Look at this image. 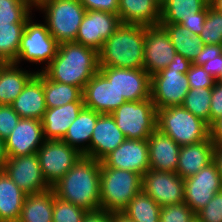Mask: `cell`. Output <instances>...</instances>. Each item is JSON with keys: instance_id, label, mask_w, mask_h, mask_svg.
Returning <instances> with one entry per match:
<instances>
[{"instance_id": "cell-22", "label": "cell", "mask_w": 222, "mask_h": 222, "mask_svg": "<svg viewBox=\"0 0 222 222\" xmlns=\"http://www.w3.org/2000/svg\"><path fill=\"white\" fill-rule=\"evenodd\" d=\"M21 118L41 120L46 111L44 94V74H37L27 83L23 91L11 104Z\"/></svg>"}, {"instance_id": "cell-36", "label": "cell", "mask_w": 222, "mask_h": 222, "mask_svg": "<svg viewBox=\"0 0 222 222\" xmlns=\"http://www.w3.org/2000/svg\"><path fill=\"white\" fill-rule=\"evenodd\" d=\"M34 7V0H0V24L26 23Z\"/></svg>"}, {"instance_id": "cell-45", "label": "cell", "mask_w": 222, "mask_h": 222, "mask_svg": "<svg viewBox=\"0 0 222 222\" xmlns=\"http://www.w3.org/2000/svg\"><path fill=\"white\" fill-rule=\"evenodd\" d=\"M222 117V83L215 82L212 87L210 105V125Z\"/></svg>"}, {"instance_id": "cell-29", "label": "cell", "mask_w": 222, "mask_h": 222, "mask_svg": "<svg viewBox=\"0 0 222 222\" xmlns=\"http://www.w3.org/2000/svg\"><path fill=\"white\" fill-rule=\"evenodd\" d=\"M54 190L26 195L18 222H52Z\"/></svg>"}, {"instance_id": "cell-31", "label": "cell", "mask_w": 222, "mask_h": 222, "mask_svg": "<svg viewBox=\"0 0 222 222\" xmlns=\"http://www.w3.org/2000/svg\"><path fill=\"white\" fill-rule=\"evenodd\" d=\"M210 0H165L160 6V23L179 24L183 19L197 17Z\"/></svg>"}, {"instance_id": "cell-48", "label": "cell", "mask_w": 222, "mask_h": 222, "mask_svg": "<svg viewBox=\"0 0 222 222\" xmlns=\"http://www.w3.org/2000/svg\"><path fill=\"white\" fill-rule=\"evenodd\" d=\"M83 222H112V213L103 210L88 212Z\"/></svg>"}, {"instance_id": "cell-26", "label": "cell", "mask_w": 222, "mask_h": 222, "mask_svg": "<svg viewBox=\"0 0 222 222\" xmlns=\"http://www.w3.org/2000/svg\"><path fill=\"white\" fill-rule=\"evenodd\" d=\"M100 114L84 106L62 141L77 149L82 155L90 157L91 136Z\"/></svg>"}, {"instance_id": "cell-8", "label": "cell", "mask_w": 222, "mask_h": 222, "mask_svg": "<svg viewBox=\"0 0 222 222\" xmlns=\"http://www.w3.org/2000/svg\"><path fill=\"white\" fill-rule=\"evenodd\" d=\"M111 115L126 139L147 140L157 128V109L151 98L126 101Z\"/></svg>"}, {"instance_id": "cell-41", "label": "cell", "mask_w": 222, "mask_h": 222, "mask_svg": "<svg viewBox=\"0 0 222 222\" xmlns=\"http://www.w3.org/2000/svg\"><path fill=\"white\" fill-rule=\"evenodd\" d=\"M196 218L200 222H222V190L196 213Z\"/></svg>"}, {"instance_id": "cell-13", "label": "cell", "mask_w": 222, "mask_h": 222, "mask_svg": "<svg viewBox=\"0 0 222 222\" xmlns=\"http://www.w3.org/2000/svg\"><path fill=\"white\" fill-rule=\"evenodd\" d=\"M142 190L161 207L184 202V179L176 172L149 169L142 176Z\"/></svg>"}, {"instance_id": "cell-15", "label": "cell", "mask_w": 222, "mask_h": 222, "mask_svg": "<svg viewBox=\"0 0 222 222\" xmlns=\"http://www.w3.org/2000/svg\"><path fill=\"white\" fill-rule=\"evenodd\" d=\"M99 71L126 101H142L150 98L151 76L143 68L99 67Z\"/></svg>"}, {"instance_id": "cell-51", "label": "cell", "mask_w": 222, "mask_h": 222, "mask_svg": "<svg viewBox=\"0 0 222 222\" xmlns=\"http://www.w3.org/2000/svg\"><path fill=\"white\" fill-rule=\"evenodd\" d=\"M112 222H134V221L123 215L121 212H115L112 213Z\"/></svg>"}, {"instance_id": "cell-23", "label": "cell", "mask_w": 222, "mask_h": 222, "mask_svg": "<svg viewBox=\"0 0 222 222\" xmlns=\"http://www.w3.org/2000/svg\"><path fill=\"white\" fill-rule=\"evenodd\" d=\"M83 107L84 102H71L47 108L41 119L45 140H62Z\"/></svg>"}, {"instance_id": "cell-17", "label": "cell", "mask_w": 222, "mask_h": 222, "mask_svg": "<svg viewBox=\"0 0 222 222\" xmlns=\"http://www.w3.org/2000/svg\"><path fill=\"white\" fill-rule=\"evenodd\" d=\"M101 166L130 170L143 176L150 169L147 140L126 139L101 160Z\"/></svg>"}, {"instance_id": "cell-39", "label": "cell", "mask_w": 222, "mask_h": 222, "mask_svg": "<svg viewBox=\"0 0 222 222\" xmlns=\"http://www.w3.org/2000/svg\"><path fill=\"white\" fill-rule=\"evenodd\" d=\"M88 211L57 197L54 193L52 222H83Z\"/></svg>"}, {"instance_id": "cell-40", "label": "cell", "mask_w": 222, "mask_h": 222, "mask_svg": "<svg viewBox=\"0 0 222 222\" xmlns=\"http://www.w3.org/2000/svg\"><path fill=\"white\" fill-rule=\"evenodd\" d=\"M195 218L196 214L184 202L160 209V222H192Z\"/></svg>"}, {"instance_id": "cell-3", "label": "cell", "mask_w": 222, "mask_h": 222, "mask_svg": "<svg viewBox=\"0 0 222 222\" xmlns=\"http://www.w3.org/2000/svg\"><path fill=\"white\" fill-rule=\"evenodd\" d=\"M145 26L120 24L98 52L99 67L142 69Z\"/></svg>"}, {"instance_id": "cell-38", "label": "cell", "mask_w": 222, "mask_h": 222, "mask_svg": "<svg viewBox=\"0 0 222 222\" xmlns=\"http://www.w3.org/2000/svg\"><path fill=\"white\" fill-rule=\"evenodd\" d=\"M199 36L204 45H222V13L217 12L210 4L207 6V16Z\"/></svg>"}, {"instance_id": "cell-27", "label": "cell", "mask_w": 222, "mask_h": 222, "mask_svg": "<svg viewBox=\"0 0 222 222\" xmlns=\"http://www.w3.org/2000/svg\"><path fill=\"white\" fill-rule=\"evenodd\" d=\"M37 74L7 62L0 68V105H11L27 83Z\"/></svg>"}, {"instance_id": "cell-10", "label": "cell", "mask_w": 222, "mask_h": 222, "mask_svg": "<svg viewBox=\"0 0 222 222\" xmlns=\"http://www.w3.org/2000/svg\"><path fill=\"white\" fill-rule=\"evenodd\" d=\"M43 177L52 187L81 158L82 154L62 140H45L37 150Z\"/></svg>"}, {"instance_id": "cell-25", "label": "cell", "mask_w": 222, "mask_h": 222, "mask_svg": "<svg viewBox=\"0 0 222 222\" xmlns=\"http://www.w3.org/2000/svg\"><path fill=\"white\" fill-rule=\"evenodd\" d=\"M121 24L155 26L160 24V5L155 0H119Z\"/></svg>"}, {"instance_id": "cell-30", "label": "cell", "mask_w": 222, "mask_h": 222, "mask_svg": "<svg viewBox=\"0 0 222 222\" xmlns=\"http://www.w3.org/2000/svg\"><path fill=\"white\" fill-rule=\"evenodd\" d=\"M160 25L168 32L177 54L182 55L191 62L198 57L204 45L199 35H193L191 31L181 24L160 23Z\"/></svg>"}, {"instance_id": "cell-19", "label": "cell", "mask_w": 222, "mask_h": 222, "mask_svg": "<svg viewBox=\"0 0 222 222\" xmlns=\"http://www.w3.org/2000/svg\"><path fill=\"white\" fill-rule=\"evenodd\" d=\"M4 142L7 157L37 153V150L45 142L41 120L21 118Z\"/></svg>"}, {"instance_id": "cell-2", "label": "cell", "mask_w": 222, "mask_h": 222, "mask_svg": "<svg viewBox=\"0 0 222 222\" xmlns=\"http://www.w3.org/2000/svg\"><path fill=\"white\" fill-rule=\"evenodd\" d=\"M101 161L82 155L53 186L55 195L88 212L100 210Z\"/></svg>"}, {"instance_id": "cell-34", "label": "cell", "mask_w": 222, "mask_h": 222, "mask_svg": "<svg viewBox=\"0 0 222 222\" xmlns=\"http://www.w3.org/2000/svg\"><path fill=\"white\" fill-rule=\"evenodd\" d=\"M26 23L0 24V60L15 62Z\"/></svg>"}, {"instance_id": "cell-6", "label": "cell", "mask_w": 222, "mask_h": 222, "mask_svg": "<svg viewBox=\"0 0 222 222\" xmlns=\"http://www.w3.org/2000/svg\"><path fill=\"white\" fill-rule=\"evenodd\" d=\"M36 9L45 14L44 23L58 44L75 42L86 13L79 0H36Z\"/></svg>"}, {"instance_id": "cell-32", "label": "cell", "mask_w": 222, "mask_h": 222, "mask_svg": "<svg viewBox=\"0 0 222 222\" xmlns=\"http://www.w3.org/2000/svg\"><path fill=\"white\" fill-rule=\"evenodd\" d=\"M160 209L161 206L141 190L121 213L134 222H160Z\"/></svg>"}, {"instance_id": "cell-54", "label": "cell", "mask_w": 222, "mask_h": 222, "mask_svg": "<svg viewBox=\"0 0 222 222\" xmlns=\"http://www.w3.org/2000/svg\"><path fill=\"white\" fill-rule=\"evenodd\" d=\"M160 6L165 2V0H155Z\"/></svg>"}, {"instance_id": "cell-43", "label": "cell", "mask_w": 222, "mask_h": 222, "mask_svg": "<svg viewBox=\"0 0 222 222\" xmlns=\"http://www.w3.org/2000/svg\"><path fill=\"white\" fill-rule=\"evenodd\" d=\"M186 76L190 88L213 87L216 82L215 79L202 68V66L193 63L186 73Z\"/></svg>"}, {"instance_id": "cell-21", "label": "cell", "mask_w": 222, "mask_h": 222, "mask_svg": "<svg viewBox=\"0 0 222 222\" xmlns=\"http://www.w3.org/2000/svg\"><path fill=\"white\" fill-rule=\"evenodd\" d=\"M150 169L176 172L180 145L159 129H155L147 139Z\"/></svg>"}, {"instance_id": "cell-44", "label": "cell", "mask_w": 222, "mask_h": 222, "mask_svg": "<svg viewBox=\"0 0 222 222\" xmlns=\"http://www.w3.org/2000/svg\"><path fill=\"white\" fill-rule=\"evenodd\" d=\"M86 11L98 10L118 14L119 0H79Z\"/></svg>"}, {"instance_id": "cell-55", "label": "cell", "mask_w": 222, "mask_h": 222, "mask_svg": "<svg viewBox=\"0 0 222 222\" xmlns=\"http://www.w3.org/2000/svg\"><path fill=\"white\" fill-rule=\"evenodd\" d=\"M6 62L0 60V68L5 64Z\"/></svg>"}, {"instance_id": "cell-56", "label": "cell", "mask_w": 222, "mask_h": 222, "mask_svg": "<svg viewBox=\"0 0 222 222\" xmlns=\"http://www.w3.org/2000/svg\"><path fill=\"white\" fill-rule=\"evenodd\" d=\"M192 222H200L197 218H195Z\"/></svg>"}, {"instance_id": "cell-5", "label": "cell", "mask_w": 222, "mask_h": 222, "mask_svg": "<svg viewBox=\"0 0 222 222\" xmlns=\"http://www.w3.org/2000/svg\"><path fill=\"white\" fill-rule=\"evenodd\" d=\"M142 190V176L130 170L101 166L100 210L121 212Z\"/></svg>"}, {"instance_id": "cell-4", "label": "cell", "mask_w": 222, "mask_h": 222, "mask_svg": "<svg viewBox=\"0 0 222 222\" xmlns=\"http://www.w3.org/2000/svg\"><path fill=\"white\" fill-rule=\"evenodd\" d=\"M191 65L190 60L176 53L165 69L151 76L150 98L156 109L182 105L190 90L186 73Z\"/></svg>"}, {"instance_id": "cell-7", "label": "cell", "mask_w": 222, "mask_h": 222, "mask_svg": "<svg viewBox=\"0 0 222 222\" xmlns=\"http://www.w3.org/2000/svg\"><path fill=\"white\" fill-rule=\"evenodd\" d=\"M157 129L180 146L196 144L210 137L208 123L182 106L157 109Z\"/></svg>"}, {"instance_id": "cell-50", "label": "cell", "mask_w": 222, "mask_h": 222, "mask_svg": "<svg viewBox=\"0 0 222 222\" xmlns=\"http://www.w3.org/2000/svg\"><path fill=\"white\" fill-rule=\"evenodd\" d=\"M7 159L8 157L5 150V142L0 138V171H3V167Z\"/></svg>"}, {"instance_id": "cell-37", "label": "cell", "mask_w": 222, "mask_h": 222, "mask_svg": "<svg viewBox=\"0 0 222 222\" xmlns=\"http://www.w3.org/2000/svg\"><path fill=\"white\" fill-rule=\"evenodd\" d=\"M216 79L222 71V45H203L201 53L192 62Z\"/></svg>"}, {"instance_id": "cell-24", "label": "cell", "mask_w": 222, "mask_h": 222, "mask_svg": "<svg viewBox=\"0 0 222 222\" xmlns=\"http://www.w3.org/2000/svg\"><path fill=\"white\" fill-rule=\"evenodd\" d=\"M214 148L210 137L196 144L181 146L176 173L182 179L197 174L213 162Z\"/></svg>"}, {"instance_id": "cell-42", "label": "cell", "mask_w": 222, "mask_h": 222, "mask_svg": "<svg viewBox=\"0 0 222 222\" xmlns=\"http://www.w3.org/2000/svg\"><path fill=\"white\" fill-rule=\"evenodd\" d=\"M21 117L11 105H0V138L4 141L16 128Z\"/></svg>"}, {"instance_id": "cell-14", "label": "cell", "mask_w": 222, "mask_h": 222, "mask_svg": "<svg viewBox=\"0 0 222 222\" xmlns=\"http://www.w3.org/2000/svg\"><path fill=\"white\" fill-rule=\"evenodd\" d=\"M120 24L118 14L88 10L83 16L75 42L99 52L104 42L115 32Z\"/></svg>"}, {"instance_id": "cell-46", "label": "cell", "mask_w": 222, "mask_h": 222, "mask_svg": "<svg viewBox=\"0 0 222 222\" xmlns=\"http://www.w3.org/2000/svg\"><path fill=\"white\" fill-rule=\"evenodd\" d=\"M207 16V7L197 12V17L183 19L179 24L186 27L193 35H200L203 30L205 18Z\"/></svg>"}, {"instance_id": "cell-9", "label": "cell", "mask_w": 222, "mask_h": 222, "mask_svg": "<svg viewBox=\"0 0 222 222\" xmlns=\"http://www.w3.org/2000/svg\"><path fill=\"white\" fill-rule=\"evenodd\" d=\"M58 43L49 33L46 24L33 22L32 16L27 20L20 41L18 56L14 63L29 61L47 66L55 57Z\"/></svg>"}, {"instance_id": "cell-53", "label": "cell", "mask_w": 222, "mask_h": 222, "mask_svg": "<svg viewBox=\"0 0 222 222\" xmlns=\"http://www.w3.org/2000/svg\"><path fill=\"white\" fill-rule=\"evenodd\" d=\"M216 82L222 83V71L220 75L215 79Z\"/></svg>"}, {"instance_id": "cell-28", "label": "cell", "mask_w": 222, "mask_h": 222, "mask_svg": "<svg viewBox=\"0 0 222 222\" xmlns=\"http://www.w3.org/2000/svg\"><path fill=\"white\" fill-rule=\"evenodd\" d=\"M26 195L4 171H0V222L19 221Z\"/></svg>"}, {"instance_id": "cell-12", "label": "cell", "mask_w": 222, "mask_h": 222, "mask_svg": "<svg viewBox=\"0 0 222 222\" xmlns=\"http://www.w3.org/2000/svg\"><path fill=\"white\" fill-rule=\"evenodd\" d=\"M222 190V178L214 162L184 179V203L196 214Z\"/></svg>"}, {"instance_id": "cell-47", "label": "cell", "mask_w": 222, "mask_h": 222, "mask_svg": "<svg viewBox=\"0 0 222 222\" xmlns=\"http://www.w3.org/2000/svg\"><path fill=\"white\" fill-rule=\"evenodd\" d=\"M210 139L215 147H222V117L213 122L210 126Z\"/></svg>"}, {"instance_id": "cell-16", "label": "cell", "mask_w": 222, "mask_h": 222, "mask_svg": "<svg viewBox=\"0 0 222 222\" xmlns=\"http://www.w3.org/2000/svg\"><path fill=\"white\" fill-rule=\"evenodd\" d=\"M175 55L169 34L162 25L145 26L143 69L150 76L165 69Z\"/></svg>"}, {"instance_id": "cell-11", "label": "cell", "mask_w": 222, "mask_h": 222, "mask_svg": "<svg viewBox=\"0 0 222 222\" xmlns=\"http://www.w3.org/2000/svg\"><path fill=\"white\" fill-rule=\"evenodd\" d=\"M3 171L27 195L52 188L43 177L37 153L8 157Z\"/></svg>"}, {"instance_id": "cell-52", "label": "cell", "mask_w": 222, "mask_h": 222, "mask_svg": "<svg viewBox=\"0 0 222 222\" xmlns=\"http://www.w3.org/2000/svg\"><path fill=\"white\" fill-rule=\"evenodd\" d=\"M210 6L217 12L222 13V0H210Z\"/></svg>"}, {"instance_id": "cell-33", "label": "cell", "mask_w": 222, "mask_h": 222, "mask_svg": "<svg viewBox=\"0 0 222 222\" xmlns=\"http://www.w3.org/2000/svg\"><path fill=\"white\" fill-rule=\"evenodd\" d=\"M82 92L77 86L55 82L44 75L46 108H55L71 102H84Z\"/></svg>"}, {"instance_id": "cell-18", "label": "cell", "mask_w": 222, "mask_h": 222, "mask_svg": "<svg viewBox=\"0 0 222 222\" xmlns=\"http://www.w3.org/2000/svg\"><path fill=\"white\" fill-rule=\"evenodd\" d=\"M82 97L84 106L98 113L111 114L126 102L112 83L98 70L85 85Z\"/></svg>"}, {"instance_id": "cell-49", "label": "cell", "mask_w": 222, "mask_h": 222, "mask_svg": "<svg viewBox=\"0 0 222 222\" xmlns=\"http://www.w3.org/2000/svg\"><path fill=\"white\" fill-rule=\"evenodd\" d=\"M213 162L216 164L217 170L222 178V147L214 148Z\"/></svg>"}, {"instance_id": "cell-20", "label": "cell", "mask_w": 222, "mask_h": 222, "mask_svg": "<svg viewBox=\"0 0 222 222\" xmlns=\"http://www.w3.org/2000/svg\"><path fill=\"white\" fill-rule=\"evenodd\" d=\"M125 140L126 138L117 127L114 117L109 113L100 114L91 136L90 157L101 161Z\"/></svg>"}, {"instance_id": "cell-1", "label": "cell", "mask_w": 222, "mask_h": 222, "mask_svg": "<svg viewBox=\"0 0 222 222\" xmlns=\"http://www.w3.org/2000/svg\"><path fill=\"white\" fill-rule=\"evenodd\" d=\"M98 70V52L76 42L58 44L54 59L39 69L48 79L77 86L82 91Z\"/></svg>"}, {"instance_id": "cell-35", "label": "cell", "mask_w": 222, "mask_h": 222, "mask_svg": "<svg viewBox=\"0 0 222 222\" xmlns=\"http://www.w3.org/2000/svg\"><path fill=\"white\" fill-rule=\"evenodd\" d=\"M212 87L190 88L184 98L182 107L210 126V105Z\"/></svg>"}]
</instances>
